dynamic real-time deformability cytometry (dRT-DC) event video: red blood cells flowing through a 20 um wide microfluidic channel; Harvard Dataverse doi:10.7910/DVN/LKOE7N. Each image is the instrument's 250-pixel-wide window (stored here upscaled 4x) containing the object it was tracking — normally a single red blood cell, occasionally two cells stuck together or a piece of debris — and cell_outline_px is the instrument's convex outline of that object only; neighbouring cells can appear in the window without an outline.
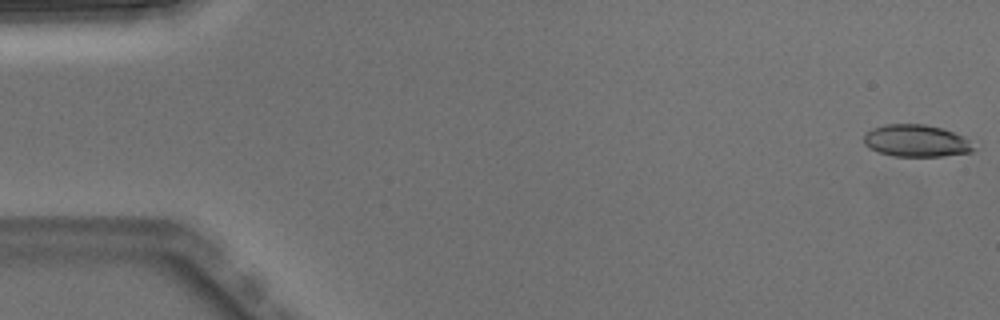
{"species": "Egyptian fruit bat (a non-hibernating species)", "species_latin": "Rousettus aegyptiacus", "temperature_condition": "warm", "stored_images_in_passage": 4, "segment_of_instrument_passage": [2, 2], "camera_frame_rate_fps": 3000, "um_per_image_px": 0.085, "animal": {"sex": "male"}, "frame": {"image": 1, "passage_image": 4, "time_ms": 1.0, "image_size_px": [1000, 320], "cell_outline_px": [[980, 148], [972, 152], [940, 156], [892, 156], [868, 148], [864, 144], [864, 132], [872, 128], [884, 124], [924, 124], [940, 128], [964, 136]], "centroid_in_image_um": [77.9, 11.97], "position_along_channel_um": 7.1, "area_um2": 20.81}}